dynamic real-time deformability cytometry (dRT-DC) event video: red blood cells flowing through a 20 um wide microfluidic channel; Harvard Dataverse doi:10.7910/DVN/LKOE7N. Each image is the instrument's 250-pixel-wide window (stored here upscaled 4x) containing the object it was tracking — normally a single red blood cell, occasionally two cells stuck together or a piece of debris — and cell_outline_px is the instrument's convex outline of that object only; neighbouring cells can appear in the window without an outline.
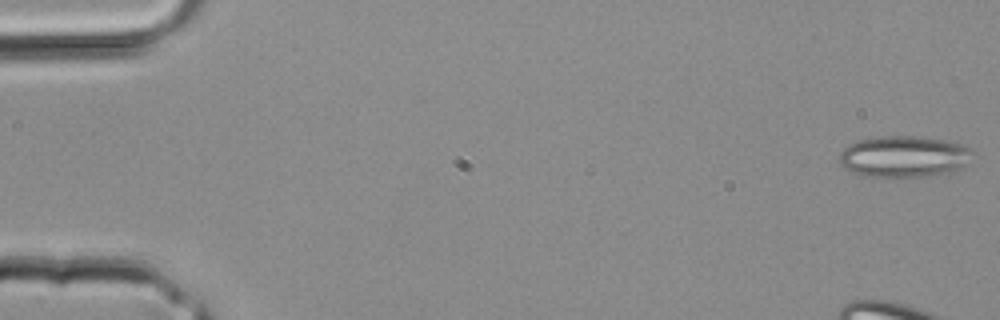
{"species": "common noctule bat (a hibernating species)", "species_latin": "Nyctalus noctula", "temperature_condition": "room temperature", "stored_images_in_passage": 4, "camera_frame_rate_fps": 3000, "um_per_image_px": 0.085, "animal": {"sex": "male", "body_mass_g": 20.4}, "frame": {"image": 1, "passage_image": 1, "time_ms": 0.0, "image_size_px": [1000, 320], "cell_outline_px": [[968, 164], [964, 168], [956, 172], [928, 176], [864, 176], [844, 168], [840, 164], [840, 152], [848, 144], [856, 140], [880, 136], [912, 136], [944, 140], [960, 144], [968, 148]], "centroid_in_image_um": [76.8, 13.31], "position_along_channel_um": 8.2, "area_um2": 31.96}}